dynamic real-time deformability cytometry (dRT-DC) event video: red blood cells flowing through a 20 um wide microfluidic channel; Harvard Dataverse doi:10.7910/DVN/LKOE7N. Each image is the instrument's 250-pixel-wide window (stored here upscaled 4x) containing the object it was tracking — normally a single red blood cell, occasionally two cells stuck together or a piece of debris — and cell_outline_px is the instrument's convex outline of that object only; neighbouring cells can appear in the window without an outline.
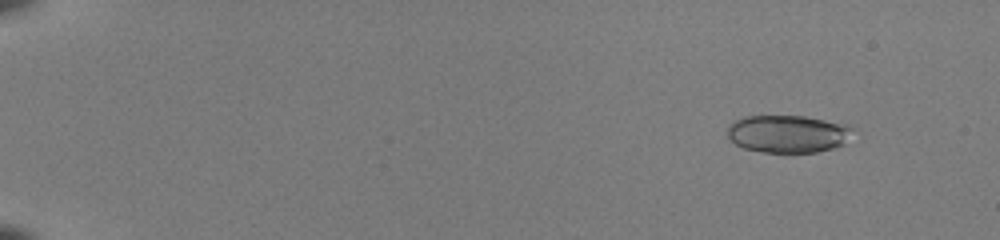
{"species": "common noctule bat (a hibernating species)", "species_latin": "Nyctalus noctula", "temperature_condition": "room temperature", "stored_images_in_passage": 49, "camera_frame_rate_fps": 3000, "um_per_image_px": 0.085, "animal": {"sex": "female", "body_mass_g": 22.0, "forearm_length_mm": 56.7}, "frame": {"image": 1, "passage_image": 3, "time_ms": 0.667, "image_size_px": [1000, 240], "cell_outline_px": [[856, 128], [844, 144], [832, 148], [816, 152], [760, 152], [744, 148], [736, 144], [728, 136], [728, 124], [744, 116], [804, 116], [848, 124]], "centroid_in_image_um": [67.0, 11.37], "position_along_channel_um": 18.0, "area_um2": 27.57}}
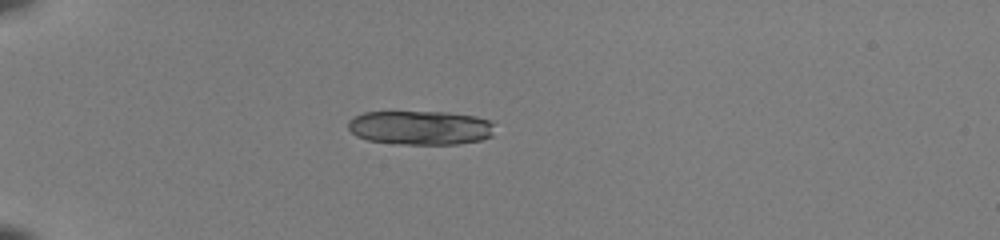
{"frame": {"image": 2, "passage_image": 14, "time_ms": 4.333, "image_size_px": [1000, 240], "cell_outline_px": [[492, 136], [480, 140], [460, 144], [392, 144], [368, 140], [356, 136], [348, 128], [348, 120], [364, 112], [448, 112], [476, 116], [488, 120], [492, 124]], "centroid_in_image_um": [35.71, 10.86], "position_along_channel_um": 49.3, "area_um2": 29.25}, "authors_computed_cell_mechanics": {"area_um2": 20.5768, "velocity_mm_per_s": 4.1227, "shape_relaxation_time_tau1_ms": null, "shape_relaxation_time_tau2_ms": 1.7416, "deformation_change_tau1": null, "deformation_change_tau2": 0.0721}}